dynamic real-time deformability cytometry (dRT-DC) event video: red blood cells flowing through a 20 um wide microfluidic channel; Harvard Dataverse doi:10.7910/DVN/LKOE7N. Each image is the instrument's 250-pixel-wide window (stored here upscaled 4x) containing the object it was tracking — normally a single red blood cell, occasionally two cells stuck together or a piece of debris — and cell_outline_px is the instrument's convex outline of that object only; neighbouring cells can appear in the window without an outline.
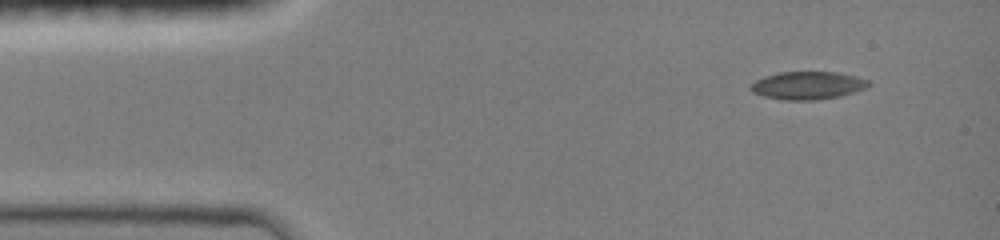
{"species": "common noctule bat (a hibernating species)", "species_latin": "Nyctalus noctula", "temperature_condition": "room temperature", "stored_images_in_passage": 43, "camera_frame_rate_fps": 3000, "um_per_image_px": 0.085, "animal": {"sex": "female", "body_mass_g": 19.0, "forearm_length_mm": 51.5}, "frame": {"image": 1, "passage_image": 1, "time_ms": 0.0, "image_size_px": [1000, 240], "cell_outline_px": [[872, 84], [868, 88], [840, 96], [816, 100], [784, 100], [764, 96], [752, 92], [748, 88], [748, 84], [764, 76], [780, 72], [836, 72], [856, 76], [868, 80]], "centroid_in_image_um": [68.65, 7.26], "position_along_channel_um": 16.4, "area_um2": 19.36}}
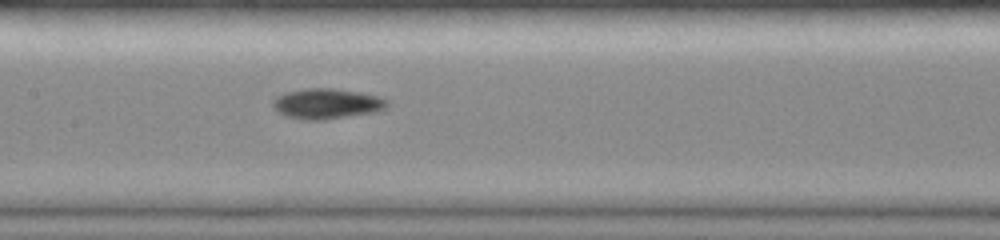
{"frame": {"image": 2, "passage_image": 19, "time_ms": 6.0, "image_size_px": [1000, 240], "cell_outline_px": [[388, 108], [376, 112], [324, 120], [304, 120], [284, 116], [272, 104], [272, 100], [276, 96], [284, 92], [308, 88], [332, 88], [360, 92], [380, 96], [388, 100]], "centroid_in_image_um": [27.8, 8.81], "position_along_channel_um": 179.6, "area_um2": 20.46}}
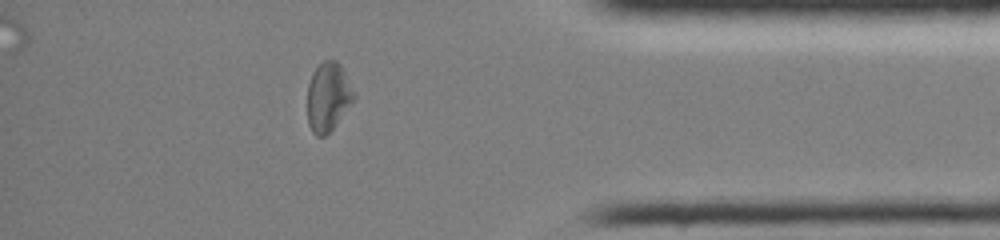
{"frame": {"image": 3, "passage_image": 37, "time_ms": 12.0, "image_size_px": [1000, 240], "cell_outline_px": [[356, 96], [332, 128], [324, 136], [316, 136], [312, 132], [308, 124], [308, 84], [312, 72], [324, 60], [336, 60], [340, 64]], "centroid_in_image_um": [27.86, 8.22], "position_along_channel_um": 407.3, "area_um2": 18.26}, "authors_computed_cell_mechanics": {"area_um2": 18.9006, "velocity_mm_per_s": 4.0582, "shape_relaxation_time_tau1_ms": 3.6084, "shape_relaxation_time_tau2_ms": 7.501, "deformation_change_tau1": 0.1399, "deformation_change_tau2": 0.1563}}